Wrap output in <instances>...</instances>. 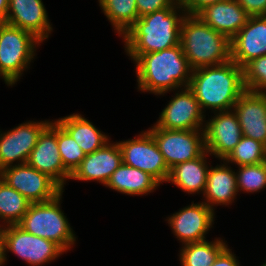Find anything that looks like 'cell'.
Returning a JSON list of instances; mask_svg holds the SVG:
<instances>
[{
    "instance_id": "20",
    "label": "cell",
    "mask_w": 266,
    "mask_h": 266,
    "mask_svg": "<svg viewBox=\"0 0 266 266\" xmlns=\"http://www.w3.org/2000/svg\"><path fill=\"white\" fill-rule=\"evenodd\" d=\"M197 16L230 40L242 29L250 17L237 0H223L208 5Z\"/></svg>"
},
{
    "instance_id": "9",
    "label": "cell",
    "mask_w": 266,
    "mask_h": 266,
    "mask_svg": "<svg viewBox=\"0 0 266 266\" xmlns=\"http://www.w3.org/2000/svg\"><path fill=\"white\" fill-rule=\"evenodd\" d=\"M123 164L150 174L161 185L167 182L170 169L160 152L156 141L148 130L140 132L133 139L117 142Z\"/></svg>"
},
{
    "instance_id": "29",
    "label": "cell",
    "mask_w": 266,
    "mask_h": 266,
    "mask_svg": "<svg viewBox=\"0 0 266 266\" xmlns=\"http://www.w3.org/2000/svg\"><path fill=\"white\" fill-rule=\"evenodd\" d=\"M236 168H238L236 172L238 192L253 194L266 188V161Z\"/></svg>"
},
{
    "instance_id": "4",
    "label": "cell",
    "mask_w": 266,
    "mask_h": 266,
    "mask_svg": "<svg viewBox=\"0 0 266 266\" xmlns=\"http://www.w3.org/2000/svg\"><path fill=\"white\" fill-rule=\"evenodd\" d=\"M180 44L193 70L231 60V40L205 24L197 15L183 18Z\"/></svg>"
},
{
    "instance_id": "17",
    "label": "cell",
    "mask_w": 266,
    "mask_h": 266,
    "mask_svg": "<svg viewBox=\"0 0 266 266\" xmlns=\"http://www.w3.org/2000/svg\"><path fill=\"white\" fill-rule=\"evenodd\" d=\"M266 55V15L250 16L231 39V60L243 68L251 60Z\"/></svg>"
},
{
    "instance_id": "21",
    "label": "cell",
    "mask_w": 266,
    "mask_h": 266,
    "mask_svg": "<svg viewBox=\"0 0 266 266\" xmlns=\"http://www.w3.org/2000/svg\"><path fill=\"white\" fill-rule=\"evenodd\" d=\"M217 164L215 167L210 165L207 174L206 189L203 194V201L209 208L215 210L214 206L232 205L237 197L236 172L228 166V163Z\"/></svg>"
},
{
    "instance_id": "28",
    "label": "cell",
    "mask_w": 266,
    "mask_h": 266,
    "mask_svg": "<svg viewBox=\"0 0 266 266\" xmlns=\"http://www.w3.org/2000/svg\"><path fill=\"white\" fill-rule=\"evenodd\" d=\"M228 165L245 166L266 161V146L254 139L242 136L240 142L224 159Z\"/></svg>"
},
{
    "instance_id": "5",
    "label": "cell",
    "mask_w": 266,
    "mask_h": 266,
    "mask_svg": "<svg viewBox=\"0 0 266 266\" xmlns=\"http://www.w3.org/2000/svg\"><path fill=\"white\" fill-rule=\"evenodd\" d=\"M63 192L50 201L31 203L18 225L32 235L55 242L66 253L76 244L77 237L61 209Z\"/></svg>"
},
{
    "instance_id": "2",
    "label": "cell",
    "mask_w": 266,
    "mask_h": 266,
    "mask_svg": "<svg viewBox=\"0 0 266 266\" xmlns=\"http://www.w3.org/2000/svg\"><path fill=\"white\" fill-rule=\"evenodd\" d=\"M134 63L138 91L164 96L171 91L189 87L193 69L181 44L141 54Z\"/></svg>"
},
{
    "instance_id": "6",
    "label": "cell",
    "mask_w": 266,
    "mask_h": 266,
    "mask_svg": "<svg viewBox=\"0 0 266 266\" xmlns=\"http://www.w3.org/2000/svg\"><path fill=\"white\" fill-rule=\"evenodd\" d=\"M42 43L32 33L7 23L0 27V78L13 86L35 60Z\"/></svg>"
},
{
    "instance_id": "19",
    "label": "cell",
    "mask_w": 266,
    "mask_h": 266,
    "mask_svg": "<svg viewBox=\"0 0 266 266\" xmlns=\"http://www.w3.org/2000/svg\"><path fill=\"white\" fill-rule=\"evenodd\" d=\"M242 135L266 146V94L245 91L233 106Z\"/></svg>"
},
{
    "instance_id": "35",
    "label": "cell",
    "mask_w": 266,
    "mask_h": 266,
    "mask_svg": "<svg viewBox=\"0 0 266 266\" xmlns=\"http://www.w3.org/2000/svg\"><path fill=\"white\" fill-rule=\"evenodd\" d=\"M236 254L227 245L217 256L212 266H240Z\"/></svg>"
},
{
    "instance_id": "37",
    "label": "cell",
    "mask_w": 266,
    "mask_h": 266,
    "mask_svg": "<svg viewBox=\"0 0 266 266\" xmlns=\"http://www.w3.org/2000/svg\"><path fill=\"white\" fill-rule=\"evenodd\" d=\"M5 265L3 227L0 226V266Z\"/></svg>"
},
{
    "instance_id": "27",
    "label": "cell",
    "mask_w": 266,
    "mask_h": 266,
    "mask_svg": "<svg viewBox=\"0 0 266 266\" xmlns=\"http://www.w3.org/2000/svg\"><path fill=\"white\" fill-rule=\"evenodd\" d=\"M30 204L27 198L0 180V226L19 224Z\"/></svg>"
},
{
    "instance_id": "30",
    "label": "cell",
    "mask_w": 266,
    "mask_h": 266,
    "mask_svg": "<svg viewBox=\"0 0 266 266\" xmlns=\"http://www.w3.org/2000/svg\"><path fill=\"white\" fill-rule=\"evenodd\" d=\"M57 143L64 168L72 175L86 155L71 135L58 123Z\"/></svg>"
},
{
    "instance_id": "31",
    "label": "cell",
    "mask_w": 266,
    "mask_h": 266,
    "mask_svg": "<svg viewBox=\"0 0 266 266\" xmlns=\"http://www.w3.org/2000/svg\"><path fill=\"white\" fill-rule=\"evenodd\" d=\"M243 82L247 91L266 94V55L251 60L243 67Z\"/></svg>"
},
{
    "instance_id": "33",
    "label": "cell",
    "mask_w": 266,
    "mask_h": 266,
    "mask_svg": "<svg viewBox=\"0 0 266 266\" xmlns=\"http://www.w3.org/2000/svg\"><path fill=\"white\" fill-rule=\"evenodd\" d=\"M223 0H179L180 5L185 9L186 15H197L206 6Z\"/></svg>"
},
{
    "instance_id": "14",
    "label": "cell",
    "mask_w": 266,
    "mask_h": 266,
    "mask_svg": "<svg viewBox=\"0 0 266 266\" xmlns=\"http://www.w3.org/2000/svg\"><path fill=\"white\" fill-rule=\"evenodd\" d=\"M211 119L204 123V140L206 151L217 158L224 160L240 142L241 126L233 110L214 112Z\"/></svg>"
},
{
    "instance_id": "15",
    "label": "cell",
    "mask_w": 266,
    "mask_h": 266,
    "mask_svg": "<svg viewBox=\"0 0 266 266\" xmlns=\"http://www.w3.org/2000/svg\"><path fill=\"white\" fill-rule=\"evenodd\" d=\"M29 166L47 174L63 190L71 174L64 168L57 143V122L52 120L41 132L26 162Z\"/></svg>"
},
{
    "instance_id": "16",
    "label": "cell",
    "mask_w": 266,
    "mask_h": 266,
    "mask_svg": "<svg viewBox=\"0 0 266 266\" xmlns=\"http://www.w3.org/2000/svg\"><path fill=\"white\" fill-rule=\"evenodd\" d=\"M6 23L32 33L42 43L53 31L42 0H9Z\"/></svg>"
},
{
    "instance_id": "22",
    "label": "cell",
    "mask_w": 266,
    "mask_h": 266,
    "mask_svg": "<svg viewBox=\"0 0 266 266\" xmlns=\"http://www.w3.org/2000/svg\"><path fill=\"white\" fill-rule=\"evenodd\" d=\"M209 155L205 151L201 156L193 160L175 165L170 169L167 183L176 185L184 193L203 195L207 184V174L211 165L207 161Z\"/></svg>"
},
{
    "instance_id": "12",
    "label": "cell",
    "mask_w": 266,
    "mask_h": 266,
    "mask_svg": "<svg viewBox=\"0 0 266 266\" xmlns=\"http://www.w3.org/2000/svg\"><path fill=\"white\" fill-rule=\"evenodd\" d=\"M171 97L154 125L167 130H203L206 115L193 92L185 87Z\"/></svg>"
},
{
    "instance_id": "18",
    "label": "cell",
    "mask_w": 266,
    "mask_h": 266,
    "mask_svg": "<svg viewBox=\"0 0 266 266\" xmlns=\"http://www.w3.org/2000/svg\"><path fill=\"white\" fill-rule=\"evenodd\" d=\"M122 163V152L117 141L116 143L109 141L102 148L87 154L70 179L96 181L105 186L112 173Z\"/></svg>"
},
{
    "instance_id": "34",
    "label": "cell",
    "mask_w": 266,
    "mask_h": 266,
    "mask_svg": "<svg viewBox=\"0 0 266 266\" xmlns=\"http://www.w3.org/2000/svg\"><path fill=\"white\" fill-rule=\"evenodd\" d=\"M250 16L266 15V0H237Z\"/></svg>"
},
{
    "instance_id": "36",
    "label": "cell",
    "mask_w": 266,
    "mask_h": 266,
    "mask_svg": "<svg viewBox=\"0 0 266 266\" xmlns=\"http://www.w3.org/2000/svg\"><path fill=\"white\" fill-rule=\"evenodd\" d=\"M8 2L9 0H0V22L6 23L8 13Z\"/></svg>"
},
{
    "instance_id": "26",
    "label": "cell",
    "mask_w": 266,
    "mask_h": 266,
    "mask_svg": "<svg viewBox=\"0 0 266 266\" xmlns=\"http://www.w3.org/2000/svg\"><path fill=\"white\" fill-rule=\"evenodd\" d=\"M115 33L122 37L138 17L136 0H98Z\"/></svg>"
},
{
    "instance_id": "7",
    "label": "cell",
    "mask_w": 266,
    "mask_h": 266,
    "mask_svg": "<svg viewBox=\"0 0 266 266\" xmlns=\"http://www.w3.org/2000/svg\"><path fill=\"white\" fill-rule=\"evenodd\" d=\"M4 259L8 252L18 256L29 266H45L64 254L55 242L26 232L18 224L3 227Z\"/></svg>"
},
{
    "instance_id": "11",
    "label": "cell",
    "mask_w": 266,
    "mask_h": 266,
    "mask_svg": "<svg viewBox=\"0 0 266 266\" xmlns=\"http://www.w3.org/2000/svg\"><path fill=\"white\" fill-rule=\"evenodd\" d=\"M50 122L29 120L8 131L0 130V171L8 166L25 164L39 135Z\"/></svg>"
},
{
    "instance_id": "25",
    "label": "cell",
    "mask_w": 266,
    "mask_h": 266,
    "mask_svg": "<svg viewBox=\"0 0 266 266\" xmlns=\"http://www.w3.org/2000/svg\"><path fill=\"white\" fill-rule=\"evenodd\" d=\"M223 238L212 241L187 243L181 245L179 261L181 266H212L219 253L227 246Z\"/></svg>"
},
{
    "instance_id": "8",
    "label": "cell",
    "mask_w": 266,
    "mask_h": 266,
    "mask_svg": "<svg viewBox=\"0 0 266 266\" xmlns=\"http://www.w3.org/2000/svg\"><path fill=\"white\" fill-rule=\"evenodd\" d=\"M148 131L156 141L169 169L193 160L206 151L203 130H167L153 125Z\"/></svg>"
},
{
    "instance_id": "24",
    "label": "cell",
    "mask_w": 266,
    "mask_h": 266,
    "mask_svg": "<svg viewBox=\"0 0 266 266\" xmlns=\"http://www.w3.org/2000/svg\"><path fill=\"white\" fill-rule=\"evenodd\" d=\"M160 185L150 174L122 163L112 173L105 187L122 194L143 196L153 193Z\"/></svg>"
},
{
    "instance_id": "23",
    "label": "cell",
    "mask_w": 266,
    "mask_h": 266,
    "mask_svg": "<svg viewBox=\"0 0 266 266\" xmlns=\"http://www.w3.org/2000/svg\"><path fill=\"white\" fill-rule=\"evenodd\" d=\"M55 121L77 142L85 155L102 148L111 139L82 114L73 113Z\"/></svg>"
},
{
    "instance_id": "32",
    "label": "cell",
    "mask_w": 266,
    "mask_h": 266,
    "mask_svg": "<svg viewBox=\"0 0 266 266\" xmlns=\"http://www.w3.org/2000/svg\"><path fill=\"white\" fill-rule=\"evenodd\" d=\"M179 4V0H136L139 18L164 8L177 7Z\"/></svg>"
},
{
    "instance_id": "13",
    "label": "cell",
    "mask_w": 266,
    "mask_h": 266,
    "mask_svg": "<svg viewBox=\"0 0 266 266\" xmlns=\"http://www.w3.org/2000/svg\"><path fill=\"white\" fill-rule=\"evenodd\" d=\"M215 210L209 208L204 202H191L168 216L166 221L172 233L182 245L207 240L206 234L213 228Z\"/></svg>"
},
{
    "instance_id": "38",
    "label": "cell",
    "mask_w": 266,
    "mask_h": 266,
    "mask_svg": "<svg viewBox=\"0 0 266 266\" xmlns=\"http://www.w3.org/2000/svg\"><path fill=\"white\" fill-rule=\"evenodd\" d=\"M260 266H266V260H264L263 264Z\"/></svg>"
},
{
    "instance_id": "10",
    "label": "cell",
    "mask_w": 266,
    "mask_h": 266,
    "mask_svg": "<svg viewBox=\"0 0 266 266\" xmlns=\"http://www.w3.org/2000/svg\"><path fill=\"white\" fill-rule=\"evenodd\" d=\"M1 180L17 190L31 203L54 199L63 189L47 174L27 163L8 166L0 171Z\"/></svg>"
},
{
    "instance_id": "1",
    "label": "cell",
    "mask_w": 266,
    "mask_h": 266,
    "mask_svg": "<svg viewBox=\"0 0 266 266\" xmlns=\"http://www.w3.org/2000/svg\"><path fill=\"white\" fill-rule=\"evenodd\" d=\"M185 16V9L179 4L138 18L122 36L126 55L134 62L141 54L179 45Z\"/></svg>"
},
{
    "instance_id": "3",
    "label": "cell",
    "mask_w": 266,
    "mask_h": 266,
    "mask_svg": "<svg viewBox=\"0 0 266 266\" xmlns=\"http://www.w3.org/2000/svg\"><path fill=\"white\" fill-rule=\"evenodd\" d=\"M206 115L233 110V106L246 91L243 82V68L232 60L216 65L196 68L192 71L188 87Z\"/></svg>"
}]
</instances>
